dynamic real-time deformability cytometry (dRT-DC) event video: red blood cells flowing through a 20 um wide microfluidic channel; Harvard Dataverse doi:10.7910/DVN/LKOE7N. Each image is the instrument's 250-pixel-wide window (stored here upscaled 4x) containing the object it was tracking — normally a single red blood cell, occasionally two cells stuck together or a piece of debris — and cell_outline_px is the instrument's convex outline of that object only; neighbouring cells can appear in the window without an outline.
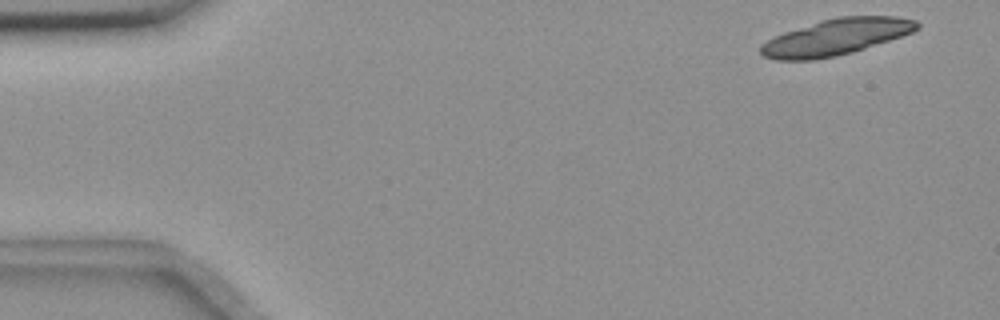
{"species": "common noctule bat (a hibernating species)", "species_latin": "Nyctalus noctula", "temperature_condition": "room temperature", "stored_images_in_passage": 8, "camera_frame_rate_fps": 3000, "um_per_image_px": 0.085, "animal": {"sex": "female", "body_mass_g": 18.4}, "frame": {"image": 1, "passage_image": 1, "time_ms": 0.0, "image_size_px": [1000, 320], "cell_outline_px": [[920, 28], [912, 32], [852, 52], [836, 56], [812, 60], [776, 60], [764, 56], [760, 52], [760, 44], [784, 32], [824, 20], [840, 16], [896, 16], [916, 20], [920, 24]], "centroid_in_image_um": [71.07, 3.15], "position_along_channel_um": 13.9, "area_um2": 32.54}}
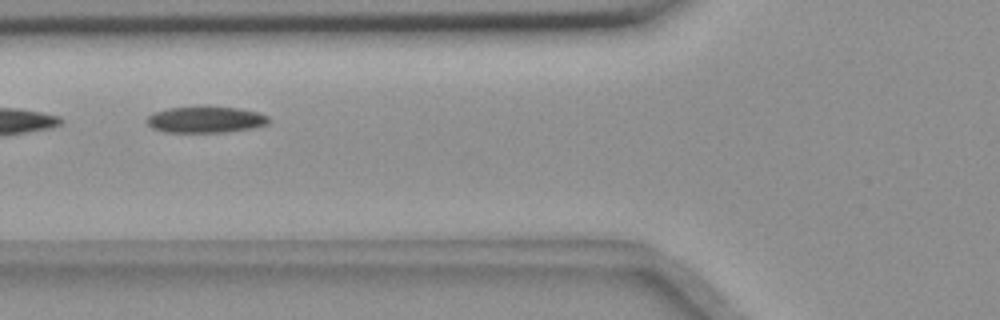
{"frame": {"image": 2, "passage_image": 6, "time_ms": 6.0, "image_size_px": [1000, 320], "cell_outline_px": [[268, 124], [252, 128], [228, 132], [164, 132], [152, 128], [148, 124], [148, 116], [152, 112], [168, 108], [236, 108], [256, 112], [268, 116]], "centroid_in_image_um": [17.45, 10.19], "position_along_channel_um": 108.3, "area_um2": 18.21}}
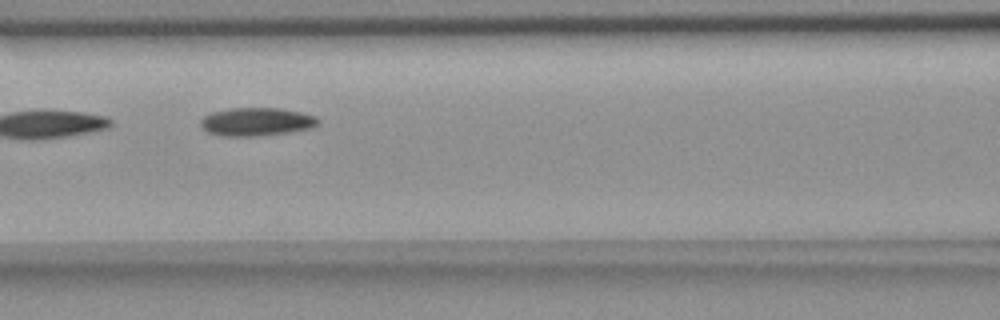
{"frame": {"image": 3, "passage_image": 7, "time_ms": 7.0, "image_size_px": [1000, 320], "cell_outline_px": [[320, 124], [312, 128], [288, 132], [256, 136], [224, 136], [208, 132], [200, 124], [200, 120], [204, 116], [212, 112], [228, 108], [280, 108], [300, 112], [316, 116], [320, 120]], "centroid_in_image_um": [21.83, 10.34], "position_along_channel_um": 144.8, "area_um2": 19.36}}